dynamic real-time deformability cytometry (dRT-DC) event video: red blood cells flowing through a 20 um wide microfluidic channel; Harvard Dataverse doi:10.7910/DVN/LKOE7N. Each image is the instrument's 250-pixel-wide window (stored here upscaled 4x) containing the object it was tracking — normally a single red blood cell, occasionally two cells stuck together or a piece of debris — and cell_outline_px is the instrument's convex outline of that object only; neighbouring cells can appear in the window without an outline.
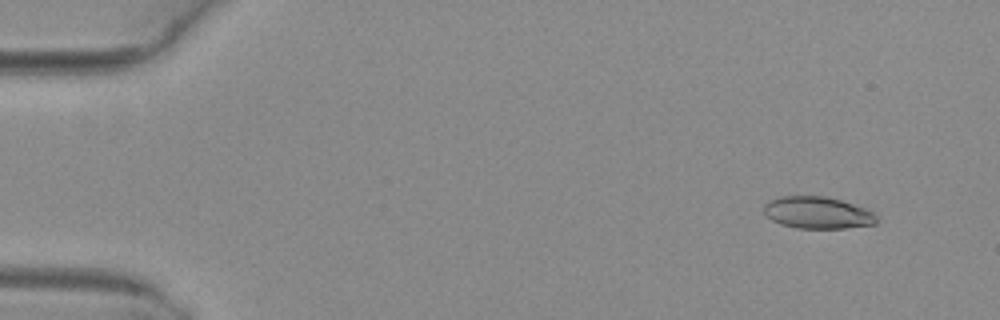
{"species": "common noctule bat (a hibernating species)", "species_latin": "Nyctalus noctula", "temperature_condition": "warm", "stored_images_in_passage": 5, "camera_frame_rate_fps": 3000, "um_per_image_px": 0.085, "animal": {"sex": "female", "body_mass_g": 29.2, "forearm_length_mm": 56.3}, "frame": {"image": 1, "passage_image": 2, "time_ms": 0.333, "image_size_px": [1000, 320], "cell_outline_px": [[876, 224], [844, 228], [796, 228], [780, 224], [772, 220], [764, 212], [764, 204], [780, 196], [824, 196], [840, 200], [876, 212]], "centroid_in_image_um": [69.5, 18.08], "position_along_channel_um": 15.5, "area_um2": 20.87}}
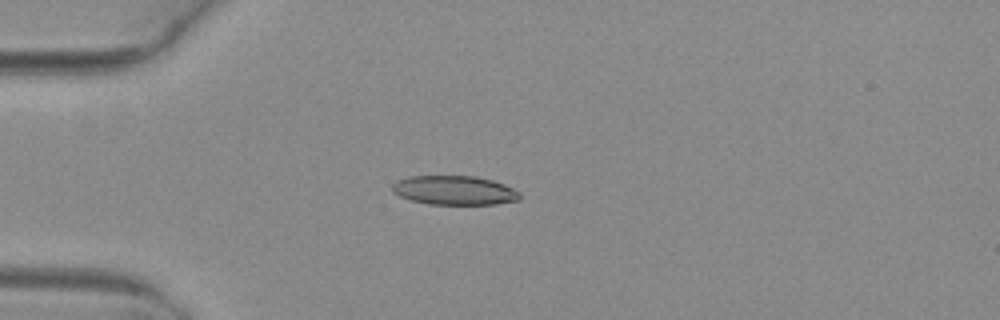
{"frame": {"image": 2, "passage_image": 4, "time_ms": 1.0, "image_size_px": [1000, 320], "cell_outline_px": [[520, 200], [496, 204], [428, 204], [412, 200], [400, 196], [392, 192], [392, 184], [396, 180], [408, 176], [476, 176], [492, 180], [504, 184], [520, 192]], "centroid_in_image_um": [38.62, 16.17], "position_along_channel_um": 46.4, "area_um2": 21.73}}